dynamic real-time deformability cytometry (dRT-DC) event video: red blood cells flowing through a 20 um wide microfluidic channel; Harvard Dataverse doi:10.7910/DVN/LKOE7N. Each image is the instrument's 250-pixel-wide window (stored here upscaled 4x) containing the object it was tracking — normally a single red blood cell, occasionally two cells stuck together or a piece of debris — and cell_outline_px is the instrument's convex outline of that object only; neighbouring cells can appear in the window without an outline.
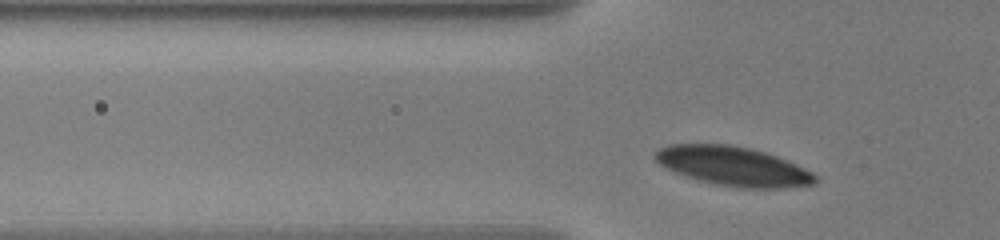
{"species": "human", "species_latin": "Homo sapiens", "temperature_condition": "warm", "stored_images_in_passage": 29, "camera_frame_rate_fps": 3000, "um_per_image_px": 0.085, "donor": {"sex": "male"}, "frame": {"image": 1, "passage_image": 4, "time_ms": 1.667, "image_size_px": [1000, 240], "cell_outline_px": [[820, 180], [816, 184], [784, 188], [740, 188], [716, 184], [696, 180], [676, 172], [660, 164], [652, 156], [660, 148], [668, 144], [728, 144], [752, 148], [776, 156], [812, 172]], "centroid_in_image_um": [62.33, 14.13], "position_along_channel_um": 63.5, "area_um2": 36.53}}
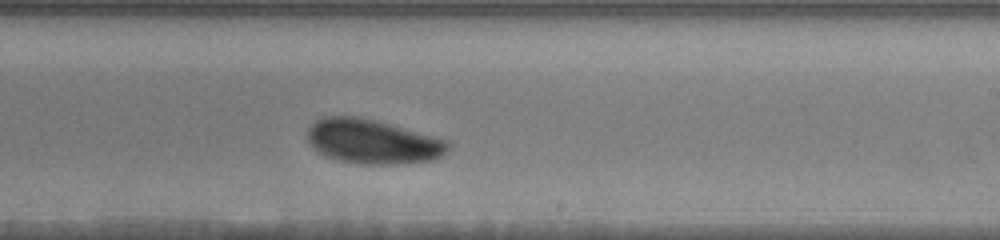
{"frame": {"image": 2, "passage_image": 15, "time_ms": 7.333, "image_size_px": [1000, 240], "cell_outline_px": [[448, 148], [440, 156], [432, 160], [396, 164], [356, 164], [336, 160], [324, 156], [316, 152], [312, 148], [308, 140], [308, 128], [316, 120], [324, 116], [356, 116], [376, 120], [448, 140]], "centroid_in_image_um": [31.61, 12.04], "position_along_channel_um": 257.4, "area_um2": 36.47}}
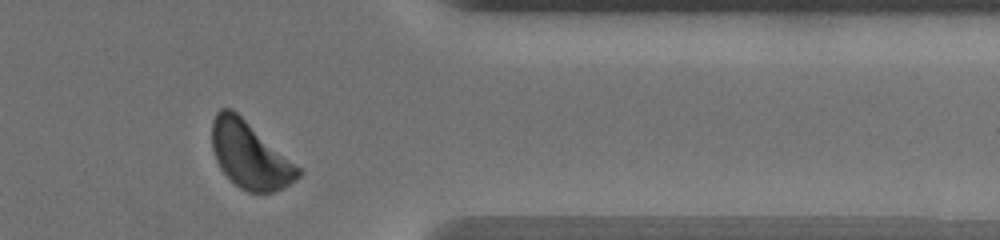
{"frame": {"image": 3, "passage_image": 25, "time_ms": 11.333, "image_size_px": [1000, 240], "cell_outline_px": [[304, 172], [296, 180], [272, 192], [248, 192], [240, 188], [220, 168], [216, 160], [212, 148], [212, 120], [216, 112], [220, 108], [232, 108], [300, 168]], "centroid_in_image_um": [21.22, 13.17], "position_along_channel_um": 390.2, "area_um2": 33.0}, "authors_computed_cell_mechanics": {"area_um2": 36.125, "velocity_mm_per_s": 3.5315, "shape_relaxation_time_tau1_ms": 2.2576, "shape_relaxation_time_tau2_ms": null, "deformation_change_tau1": 0.1048, "deformation_change_tau2": null}}